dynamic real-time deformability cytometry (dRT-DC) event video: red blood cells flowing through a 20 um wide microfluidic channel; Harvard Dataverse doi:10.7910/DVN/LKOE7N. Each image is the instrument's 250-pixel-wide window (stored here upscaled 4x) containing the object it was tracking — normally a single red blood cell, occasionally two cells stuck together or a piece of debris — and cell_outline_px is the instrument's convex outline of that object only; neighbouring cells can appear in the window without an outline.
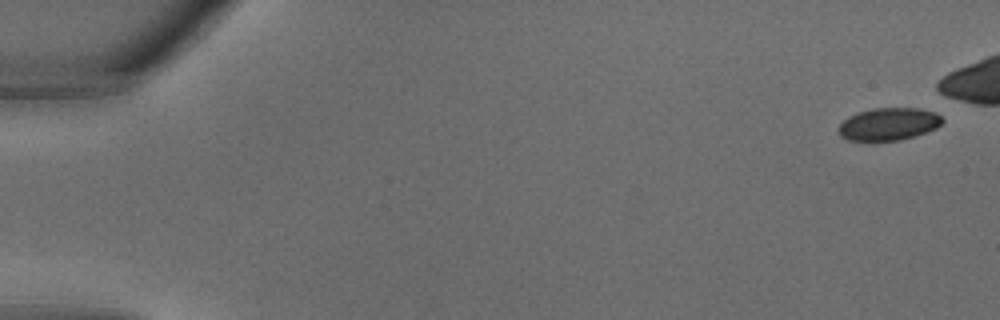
{"species": "common noctule bat (a hibernating species)", "species_latin": "Nyctalus noctula", "temperature_condition": "warm", "stored_images_in_passage": 30, "camera_frame_rate_fps": 3000, "um_per_image_px": 0.085, "animal": {"sex": "male", "body_mass_g": 18.8}, "frame": {"image": 1, "passage_image": 1, "time_ms": 0.0, "image_size_px": [1000, 320], "cell_outline_px": [[944, 120], [936, 128], [900, 140], [848, 140], [840, 136], [836, 128], [848, 116], [872, 108], [920, 108], [936, 112]], "centroid_in_image_um": [75.51, 10.53], "position_along_channel_um": 9.5, "area_um2": 19.54}}
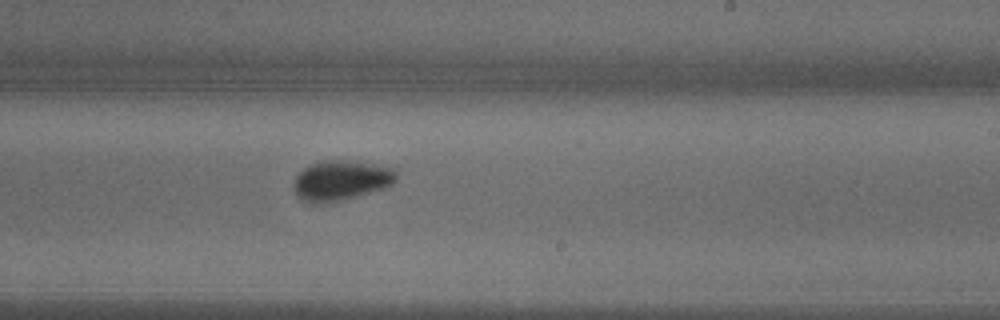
{"frame": {"image": 2, "passage_image": 21, "time_ms": 6.667, "image_size_px": [1000, 320], "cell_outline_px": [[396, 180], [392, 184], [384, 188], [356, 196], [316, 204], [312, 204], [304, 200], [296, 192], [292, 184], [296, 176], [304, 168], [320, 160], [340, 160], [372, 164], [396, 168]], "centroid_in_image_um": [28.99, 15.32], "position_along_channel_um": 260.0, "area_um2": 23.52}}
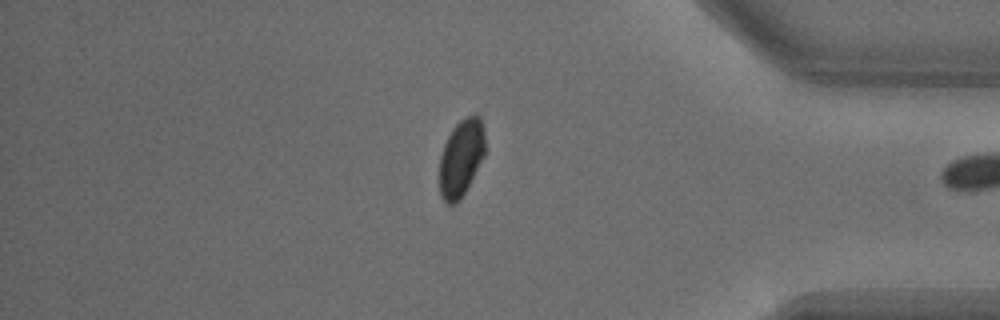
{"frame": {"image": 3, "passage_image": 29, "time_ms": 9.333, "image_size_px": [1000, 320], "cell_outline_px": [[484, 156], [464, 192], [456, 204], [448, 204], [440, 196], [440, 156], [444, 144], [452, 128], [460, 120], [476, 112], [480, 116], [484, 128]], "centroid_in_image_um": [39.2, 13.37], "position_along_channel_um": 396.0, "area_um2": 20.35}}